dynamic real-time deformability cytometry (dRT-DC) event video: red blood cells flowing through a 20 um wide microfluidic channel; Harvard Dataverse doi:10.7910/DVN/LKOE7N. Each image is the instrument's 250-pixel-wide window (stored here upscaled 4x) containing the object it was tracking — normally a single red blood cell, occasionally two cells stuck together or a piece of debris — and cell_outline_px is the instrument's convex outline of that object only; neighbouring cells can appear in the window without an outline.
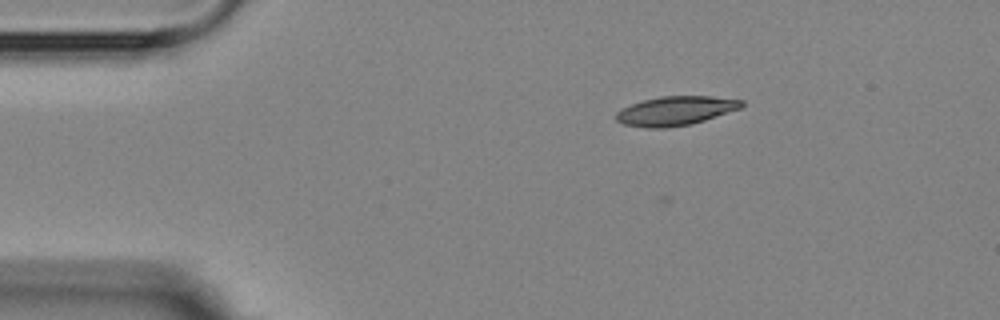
{"species": "Egyptian fruit bat (a non-hibernating species)", "species_latin": "Rousettus aegyptiacus", "temperature_condition": "room temperature", "stored_images_in_passage": 4, "camera_frame_rate_fps": 3000, "um_per_image_px": 0.085, "animal": {"sex": "female"}, "frame": {"image": 1, "passage_image": 2, "time_ms": 2.333, "image_size_px": [1000, 320], "cell_outline_px": [[744, 104], [740, 108], [692, 124], [664, 128], [644, 128], [624, 124], [616, 120], [616, 112], [620, 108], [644, 100], [660, 96], [712, 96], [744, 100]], "centroid_in_image_um": [57.4, 9.42], "position_along_channel_um": 27.6, "area_um2": 21.27}}
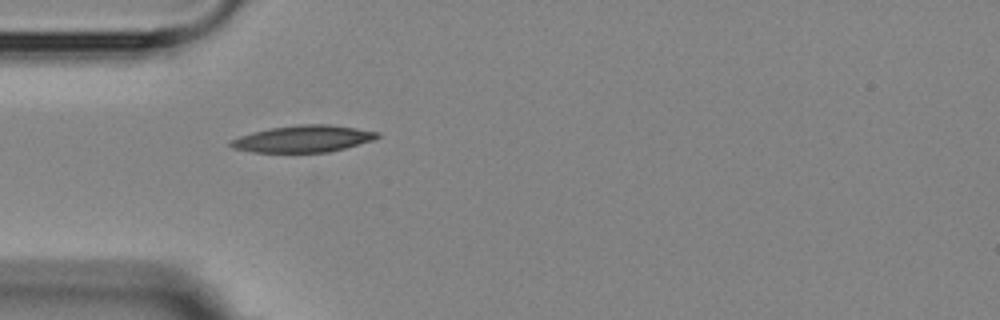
{"frame": {"image": 2, "passage_image": 4, "time_ms": 4.667, "image_size_px": [1000, 320], "cell_outline_px": [[380, 136], [372, 140], [344, 148], [328, 152], [252, 152], [232, 148], [228, 144], [228, 140], [252, 132], [272, 128], [296, 124], [328, 124], [356, 128], [380, 132]], "centroid_in_image_um": [25.73, 11.79], "position_along_channel_um": 59.3, "area_um2": 22.89}}